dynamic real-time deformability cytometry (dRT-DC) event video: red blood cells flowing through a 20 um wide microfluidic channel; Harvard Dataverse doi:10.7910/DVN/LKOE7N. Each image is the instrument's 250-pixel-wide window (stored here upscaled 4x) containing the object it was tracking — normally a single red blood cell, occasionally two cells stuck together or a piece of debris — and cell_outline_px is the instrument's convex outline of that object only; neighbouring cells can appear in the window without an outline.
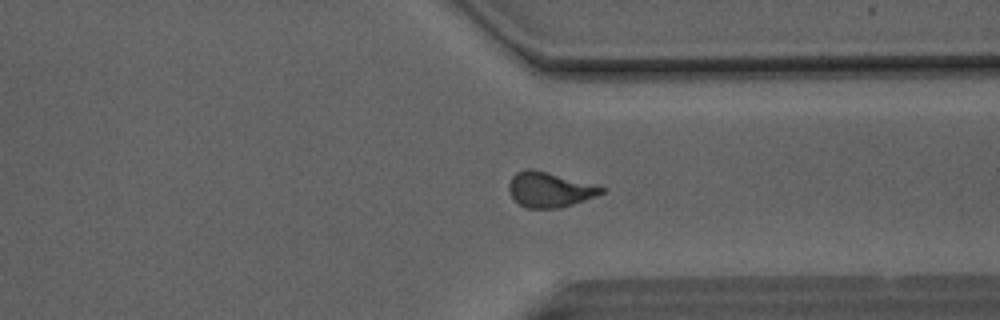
{"species": "Egyptian fruit bat (a non-hibernating species)", "species_latin": "Rousettus aegyptiacus", "temperature_condition": "room temperature", "stored_images_in_passage": 45, "camera_frame_rate_fps": 3000, "um_per_image_px": 0.085, "animal": {"sex": "male"}, "frame": {"image": 1, "passage_image": 33, "time_ms": 10.667, "image_size_px": [1000, 320], "cell_outline_px": [[604, 192], [596, 196], [560, 208], [528, 208], [520, 204], [508, 192], [508, 184], [512, 176], [516, 172], [528, 168], [600, 184], [604, 188]], "centroid_in_image_um": [46.74, 16.1], "position_along_channel_um": 364.7, "area_um2": 19.02}}
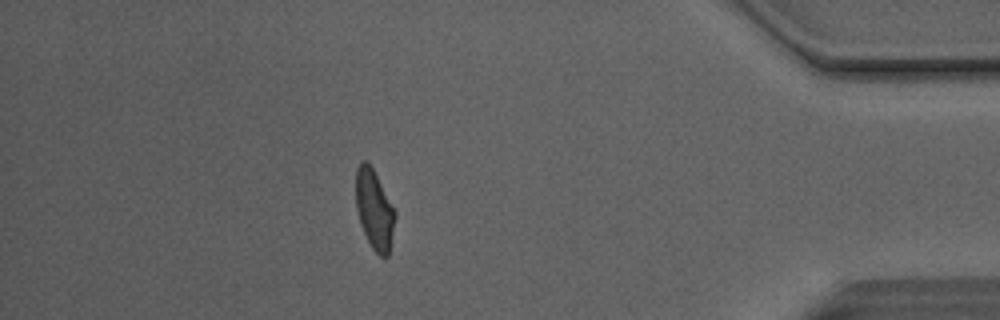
{"frame": {"image": 2, "passage_image": 39, "time_ms": 12.667, "image_size_px": [1000, 320], "cell_outline_px": [[396, 216], [388, 256], [384, 260], [372, 248], [360, 224], [356, 208], [356, 168], [360, 160], [364, 160], [372, 168], [396, 212]], "centroid_in_image_um": [31.81, 17.83], "position_along_channel_um": 403.4, "area_um2": 18.03}, "authors_computed_cell_mechanics": {"area_um2": 18.9006, "velocity_mm_per_s": 4.1278, "shape_relaxation_time_tau1_ms": 9.5603, "shape_relaxation_time_tau2_ms": 1.5924, "deformation_change_tau1": 0.2591, "deformation_change_tau2": 0.0821}}